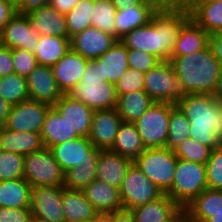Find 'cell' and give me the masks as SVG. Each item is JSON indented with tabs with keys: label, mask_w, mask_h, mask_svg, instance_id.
Segmentation results:
<instances>
[{
	"label": "cell",
	"mask_w": 222,
	"mask_h": 222,
	"mask_svg": "<svg viewBox=\"0 0 222 222\" xmlns=\"http://www.w3.org/2000/svg\"><path fill=\"white\" fill-rule=\"evenodd\" d=\"M64 186L31 187L30 205L32 217L45 222H65L62 209V189Z\"/></svg>",
	"instance_id": "cell-11"
},
{
	"label": "cell",
	"mask_w": 222,
	"mask_h": 222,
	"mask_svg": "<svg viewBox=\"0 0 222 222\" xmlns=\"http://www.w3.org/2000/svg\"><path fill=\"white\" fill-rule=\"evenodd\" d=\"M154 102L144 90H139L119 95L115 109L124 123H134Z\"/></svg>",
	"instance_id": "cell-32"
},
{
	"label": "cell",
	"mask_w": 222,
	"mask_h": 222,
	"mask_svg": "<svg viewBox=\"0 0 222 222\" xmlns=\"http://www.w3.org/2000/svg\"><path fill=\"white\" fill-rule=\"evenodd\" d=\"M0 96L12 106L29 100L27 78L16 73L2 77Z\"/></svg>",
	"instance_id": "cell-38"
},
{
	"label": "cell",
	"mask_w": 222,
	"mask_h": 222,
	"mask_svg": "<svg viewBox=\"0 0 222 222\" xmlns=\"http://www.w3.org/2000/svg\"><path fill=\"white\" fill-rule=\"evenodd\" d=\"M176 222H187L186 217L182 215Z\"/></svg>",
	"instance_id": "cell-59"
},
{
	"label": "cell",
	"mask_w": 222,
	"mask_h": 222,
	"mask_svg": "<svg viewBox=\"0 0 222 222\" xmlns=\"http://www.w3.org/2000/svg\"><path fill=\"white\" fill-rule=\"evenodd\" d=\"M40 134L46 148L78 137L53 106L47 112Z\"/></svg>",
	"instance_id": "cell-30"
},
{
	"label": "cell",
	"mask_w": 222,
	"mask_h": 222,
	"mask_svg": "<svg viewBox=\"0 0 222 222\" xmlns=\"http://www.w3.org/2000/svg\"><path fill=\"white\" fill-rule=\"evenodd\" d=\"M24 156L3 151L0 154V181L23 178Z\"/></svg>",
	"instance_id": "cell-42"
},
{
	"label": "cell",
	"mask_w": 222,
	"mask_h": 222,
	"mask_svg": "<svg viewBox=\"0 0 222 222\" xmlns=\"http://www.w3.org/2000/svg\"><path fill=\"white\" fill-rule=\"evenodd\" d=\"M1 145L4 151L25 156L43 149L41 134L37 132H22L0 127Z\"/></svg>",
	"instance_id": "cell-26"
},
{
	"label": "cell",
	"mask_w": 222,
	"mask_h": 222,
	"mask_svg": "<svg viewBox=\"0 0 222 222\" xmlns=\"http://www.w3.org/2000/svg\"><path fill=\"white\" fill-rule=\"evenodd\" d=\"M40 35L35 32L29 17L17 13L0 31V45L21 48L35 53Z\"/></svg>",
	"instance_id": "cell-14"
},
{
	"label": "cell",
	"mask_w": 222,
	"mask_h": 222,
	"mask_svg": "<svg viewBox=\"0 0 222 222\" xmlns=\"http://www.w3.org/2000/svg\"><path fill=\"white\" fill-rule=\"evenodd\" d=\"M49 149L64 173L83 162L97 161L99 154V149L94 147L88 137H77Z\"/></svg>",
	"instance_id": "cell-13"
},
{
	"label": "cell",
	"mask_w": 222,
	"mask_h": 222,
	"mask_svg": "<svg viewBox=\"0 0 222 222\" xmlns=\"http://www.w3.org/2000/svg\"><path fill=\"white\" fill-rule=\"evenodd\" d=\"M51 0H21L16 6L17 13L27 14L30 11L40 8L44 5H50Z\"/></svg>",
	"instance_id": "cell-53"
},
{
	"label": "cell",
	"mask_w": 222,
	"mask_h": 222,
	"mask_svg": "<svg viewBox=\"0 0 222 222\" xmlns=\"http://www.w3.org/2000/svg\"><path fill=\"white\" fill-rule=\"evenodd\" d=\"M64 174L49 148L24 156L23 178L31 187L64 186Z\"/></svg>",
	"instance_id": "cell-8"
},
{
	"label": "cell",
	"mask_w": 222,
	"mask_h": 222,
	"mask_svg": "<svg viewBox=\"0 0 222 222\" xmlns=\"http://www.w3.org/2000/svg\"><path fill=\"white\" fill-rule=\"evenodd\" d=\"M128 67L142 73L148 72L161 61L154 55L135 49H128Z\"/></svg>",
	"instance_id": "cell-46"
},
{
	"label": "cell",
	"mask_w": 222,
	"mask_h": 222,
	"mask_svg": "<svg viewBox=\"0 0 222 222\" xmlns=\"http://www.w3.org/2000/svg\"><path fill=\"white\" fill-rule=\"evenodd\" d=\"M71 49L69 37L40 35L34 55L38 65L52 67Z\"/></svg>",
	"instance_id": "cell-34"
},
{
	"label": "cell",
	"mask_w": 222,
	"mask_h": 222,
	"mask_svg": "<svg viewBox=\"0 0 222 222\" xmlns=\"http://www.w3.org/2000/svg\"><path fill=\"white\" fill-rule=\"evenodd\" d=\"M205 222H222V211L212 213Z\"/></svg>",
	"instance_id": "cell-58"
},
{
	"label": "cell",
	"mask_w": 222,
	"mask_h": 222,
	"mask_svg": "<svg viewBox=\"0 0 222 222\" xmlns=\"http://www.w3.org/2000/svg\"><path fill=\"white\" fill-rule=\"evenodd\" d=\"M93 9L94 0H82L65 15L69 38L91 27Z\"/></svg>",
	"instance_id": "cell-37"
},
{
	"label": "cell",
	"mask_w": 222,
	"mask_h": 222,
	"mask_svg": "<svg viewBox=\"0 0 222 222\" xmlns=\"http://www.w3.org/2000/svg\"><path fill=\"white\" fill-rule=\"evenodd\" d=\"M51 107L47 103L32 100L15 104L11 107L4 127L15 131L40 133Z\"/></svg>",
	"instance_id": "cell-12"
},
{
	"label": "cell",
	"mask_w": 222,
	"mask_h": 222,
	"mask_svg": "<svg viewBox=\"0 0 222 222\" xmlns=\"http://www.w3.org/2000/svg\"><path fill=\"white\" fill-rule=\"evenodd\" d=\"M119 193L124 211L155 201L164 195L134 163L127 169Z\"/></svg>",
	"instance_id": "cell-10"
},
{
	"label": "cell",
	"mask_w": 222,
	"mask_h": 222,
	"mask_svg": "<svg viewBox=\"0 0 222 222\" xmlns=\"http://www.w3.org/2000/svg\"><path fill=\"white\" fill-rule=\"evenodd\" d=\"M14 73L26 77L38 66L34 53L21 48L12 49Z\"/></svg>",
	"instance_id": "cell-45"
},
{
	"label": "cell",
	"mask_w": 222,
	"mask_h": 222,
	"mask_svg": "<svg viewBox=\"0 0 222 222\" xmlns=\"http://www.w3.org/2000/svg\"><path fill=\"white\" fill-rule=\"evenodd\" d=\"M128 49L118 40L109 50L100 57L96 62L101 67L103 80L115 84L128 70Z\"/></svg>",
	"instance_id": "cell-27"
},
{
	"label": "cell",
	"mask_w": 222,
	"mask_h": 222,
	"mask_svg": "<svg viewBox=\"0 0 222 222\" xmlns=\"http://www.w3.org/2000/svg\"><path fill=\"white\" fill-rule=\"evenodd\" d=\"M31 218L30 208L0 207V222H30Z\"/></svg>",
	"instance_id": "cell-47"
},
{
	"label": "cell",
	"mask_w": 222,
	"mask_h": 222,
	"mask_svg": "<svg viewBox=\"0 0 222 222\" xmlns=\"http://www.w3.org/2000/svg\"><path fill=\"white\" fill-rule=\"evenodd\" d=\"M116 10L130 8L138 4H154L149 0H111Z\"/></svg>",
	"instance_id": "cell-55"
},
{
	"label": "cell",
	"mask_w": 222,
	"mask_h": 222,
	"mask_svg": "<svg viewBox=\"0 0 222 222\" xmlns=\"http://www.w3.org/2000/svg\"><path fill=\"white\" fill-rule=\"evenodd\" d=\"M189 119V137L212 149L222 145V102L212 95L190 94L176 104Z\"/></svg>",
	"instance_id": "cell-2"
},
{
	"label": "cell",
	"mask_w": 222,
	"mask_h": 222,
	"mask_svg": "<svg viewBox=\"0 0 222 222\" xmlns=\"http://www.w3.org/2000/svg\"><path fill=\"white\" fill-rule=\"evenodd\" d=\"M97 161L83 162L79 167L72 168L64 174V187L70 190H83L96 180Z\"/></svg>",
	"instance_id": "cell-40"
},
{
	"label": "cell",
	"mask_w": 222,
	"mask_h": 222,
	"mask_svg": "<svg viewBox=\"0 0 222 222\" xmlns=\"http://www.w3.org/2000/svg\"><path fill=\"white\" fill-rule=\"evenodd\" d=\"M169 133L165 148L174 151L180 143L189 138L190 122L180 108L170 103Z\"/></svg>",
	"instance_id": "cell-36"
},
{
	"label": "cell",
	"mask_w": 222,
	"mask_h": 222,
	"mask_svg": "<svg viewBox=\"0 0 222 222\" xmlns=\"http://www.w3.org/2000/svg\"><path fill=\"white\" fill-rule=\"evenodd\" d=\"M212 96L218 101L222 102V69H221L220 76L217 80L216 87L213 91Z\"/></svg>",
	"instance_id": "cell-57"
},
{
	"label": "cell",
	"mask_w": 222,
	"mask_h": 222,
	"mask_svg": "<svg viewBox=\"0 0 222 222\" xmlns=\"http://www.w3.org/2000/svg\"><path fill=\"white\" fill-rule=\"evenodd\" d=\"M210 35L189 18L181 27L172 56L193 54L209 45Z\"/></svg>",
	"instance_id": "cell-28"
},
{
	"label": "cell",
	"mask_w": 222,
	"mask_h": 222,
	"mask_svg": "<svg viewBox=\"0 0 222 222\" xmlns=\"http://www.w3.org/2000/svg\"><path fill=\"white\" fill-rule=\"evenodd\" d=\"M144 91L155 102L177 104L190 95L169 60L161 61L145 73Z\"/></svg>",
	"instance_id": "cell-5"
},
{
	"label": "cell",
	"mask_w": 222,
	"mask_h": 222,
	"mask_svg": "<svg viewBox=\"0 0 222 222\" xmlns=\"http://www.w3.org/2000/svg\"><path fill=\"white\" fill-rule=\"evenodd\" d=\"M16 14V6L13 3L0 0V31Z\"/></svg>",
	"instance_id": "cell-51"
},
{
	"label": "cell",
	"mask_w": 222,
	"mask_h": 222,
	"mask_svg": "<svg viewBox=\"0 0 222 222\" xmlns=\"http://www.w3.org/2000/svg\"><path fill=\"white\" fill-rule=\"evenodd\" d=\"M207 188L206 166L178 158L173 184L167 195L184 209Z\"/></svg>",
	"instance_id": "cell-6"
},
{
	"label": "cell",
	"mask_w": 222,
	"mask_h": 222,
	"mask_svg": "<svg viewBox=\"0 0 222 222\" xmlns=\"http://www.w3.org/2000/svg\"><path fill=\"white\" fill-rule=\"evenodd\" d=\"M170 103L154 102L134 122L146 148H165L169 133Z\"/></svg>",
	"instance_id": "cell-9"
},
{
	"label": "cell",
	"mask_w": 222,
	"mask_h": 222,
	"mask_svg": "<svg viewBox=\"0 0 222 222\" xmlns=\"http://www.w3.org/2000/svg\"><path fill=\"white\" fill-rule=\"evenodd\" d=\"M177 159L174 151L168 148H146L133 163L167 194L173 184Z\"/></svg>",
	"instance_id": "cell-7"
},
{
	"label": "cell",
	"mask_w": 222,
	"mask_h": 222,
	"mask_svg": "<svg viewBox=\"0 0 222 222\" xmlns=\"http://www.w3.org/2000/svg\"><path fill=\"white\" fill-rule=\"evenodd\" d=\"M158 8L166 10H186L190 11L199 0H149Z\"/></svg>",
	"instance_id": "cell-48"
},
{
	"label": "cell",
	"mask_w": 222,
	"mask_h": 222,
	"mask_svg": "<svg viewBox=\"0 0 222 222\" xmlns=\"http://www.w3.org/2000/svg\"><path fill=\"white\" fill-rule=\"evenodd\" d=\"M145 74L128 68L124 75L115 83L117 95L144 90Z\"/></svg>",
	"instance_id": "cell-44"
},
{
	"label": "cell",
	"mask_w": 222,
	"mask_h": 222,
	"mask_svg": "<svg viewBox=\"0 0 222 222\" xmlns=\"http://www.w3.org/2000/svg\"><path fill=\"white\" fill-rule=\"evenodd\" d=\"M30 190L24 178L0 181V207L29 208Z\"/></svg>",
	"instance_id": "cell-35"
},
{
	"label": "cell",
	"mask_w": 222,
	"mask_h": 222,
	"mask_svg": "<svg viewBox=\"0 0 222 222\" xmlns=\"http://www.w3.org/2000/svg\"><path fill=\"white\" fill-rule=\"evenodd\" d=\"M14 73L12 49L0 45V76H8Z\"/></svg>",
	"instance_id": "cell-50"
},
{
	"label": "cell",
	"mask_w": 222,
	"mask_h": 222,
	"mask_svg": "<svg viewBox=\"0 0 222 222\" xmlns=\"http://www.w3.org/2000/svg\"><path fill=\"white\" fill-rule=\"evenodd\" d=\"M71 49L84 58L93 60L109 50L118 39L100 29L89 27L70 38Z\"/></svg>",
	"instance_id": "cell-17"
},
{
	"label": "cell",
	"mask_w": 222,
	"mask_h": 222,
	"mask_svg": "<svg viewBox=\"0 0 222 222\" xmlns=\"http://www.w3.org/2000/svg\"><path fill=\"white\" fill-rule=\"evenodd\" d=\"M4 150H3V147H2V145H1V139H0V154L3 152Z\"/></svg>",
	"instance_id": "cell-62"
},
{
	"label": "cell",
	"mask_w": 222,
	"mask_h": 222,
	"mask_svg": "<svg viewBox=\"0 0 222 222\" xmlns=\"http://www.w3.org/2000/svg\"><path fill=\"white\" fill-rule=\"evenodd\" d=\"M212 148L202 145L192 138H186L174 150L175 156L181 160L191 161L199 164H206L209 159Z\"/></svg>",
	"instance_id": "cell-41"
},
{
	"label": "cell",
	"mask_w": 222,
	"mask_h": 222,
	"mask_svg": "<svg viewBox=\"0 0 222 222\" xmlns=\"http://www.w3.org/2000/svg\"><path fill=\"white\" fill-rule=\"evenodd\" d=\"M134 222H176L182 215L181 209L167 194L129 210Z\"/></svg>",
	"instance_id": "cell-18"
},
{
	"label": "cell",
	"mask_w": 222,
	"mask_h": 222,
	"mask_svg": "<svg viewBox=\"0 0 222 222\" xmlns=\"http://www.w3.org/2000/svg\"><path fill=\"white\" fill-rule=\"evenodd\" d=\"M209 46L215 58L222 65V30L210 34Z\"/></svg>",
	"instance_id": "cell-52"
},
{
	"label": "cell",
	"mask_w": 222,
	"mask_h": 222,
	"mask_svg": "<svg viewBox=\"0 0 222 222\" xmlns=\"http://www.w3.org/2000/svg\"><path fill=\"white\" fill-rule=\"evenodd\" d=\"M78 137H88L94 111L81 101L64 94L53 106Z\"/></svg>",
	"instance_id": "cell-19"
},
{
	"label": "cell",
	"mask_w": 222,
	"mask_h": 222,
	"mask_svg": "<svg viewBox=\"0 0 222 222\" xmlns=\"http://www.w3.org/2000/svg\"><path fill=\"white\" fill-rule=\"evenodd\" d=\"M62 209L65 222H90L99 213L87 200L82 190L62 189Z\"/></svg>",
	"instance_id": "cell-29"
},
{
	"label": "cell",
	"mask_w": 222,
	"mask_h": 222,
	"mask_svg": "<svg viewBox=\"0 0 222 222\" xmlns=\"http://www.w3.org/2000/svg\"><path fill=\"white\" fill-rule=\"evenodd\" d=\"M67 95L93 111L115 108L118 98L115 84L103 80L101 67L95 59L87 62L80 82Z\"/></svg>",
	"instance_id": "cell-4"
},
{
	"label": "cell",
	"mask_w": 222,
	"mask_h": 222,
	"mask_svg": "<svg viewBox=\"0 0 222 222\" xmlns=\"http://www.w3.org/2000/svg\"><path fill=\"white\" fill-rule=\"evenodd\" d=\"M90 222H134L129 211H119L114 213L99 212Z\"/></svg>",
	"instance_id": "cell-49"
},
{
	"label": "cell",
	"mask_w": 222,
	"mask_h": 222,
	"mask_svg": "<svg viewBox=\"0 0 222 222\" xmlns=\"http://www.w3.org/2000/svg\"><path fill=\"white\" fill-rule=\"evenodd\" d=\"M30 222H45V221L38 220V219L32 217Z\"/></svg>",
	"instance_id": "cell-61"
},
{
	"label": "cell",
	"mask_w": 222,
	"mask_h": 222,
	"mask_svg": "<svg viewBox=\"0 0 222 222\" xmlns=\"http://www.w3.org/2000/svg\"><path fill=\"white\" fill-rule=\"evenodd\" d=\"M82 0H51L50 5L59 13L66 15Z\"/></svg>",
	"instance_id": "cell-54"
},
{
	"label": "cell",
	"mask_w": 222,
	"mask_h": 222,
	"mask_svg": "<svg viewBox=\"0 0 222 222\" xmlns=\"http://www.w3.org/2000/svg\"><path fill=\"white\" fill-rule=\"evenodd\" d=\"M82 192L86 200L98 211L114 213L123 210L119 188L98 179L87 185Z\"/></svg>",
	"instance_id": "cell-21"
},
{
	"label": "cell",
	"mask_w": 222,
	"mask_h": 222,
	"mask_svg": "<svg viewBox=\"0 0 222 222\" xmlns=\"http://www.w3.org/2000/svg\"><path fill=\"white\" fill-rule=\"evenodd\" d=\"M88 61L89 59L70 49L51 67L53 76L63 94H68L80 82Z\"/></svg>",
	"instance_id": "cell-20"
},
{
	"label": "cell",
	"mask_w": 222,
	"mask_h": 222,
	"mask_svg": "<svg viewBox=\"0 0 222 222\" xmlns=\"http://www.w3.org/2000/svg\"><path fill=\"white\" fill-rule=\"evenodd\" d=\"M91 27L115 36L116 8L111 0H94Z\"/></svg>",
	"instance_id": "cell-39"
},
{
	"label": "cell",
	"mask_w": 222,
	"mask_h": 222,
	"mask_svg": "<svg viewBox=\"0 0 222 222\" xmlns=\"http://www.w3.org/2000/svg\"><path fill=\"white\" fill-rule=\"evenodd\" d=\"M133 162L110 150H99L96 179L120 188L127 169Z\"/></svg>",
	"instance_id": "cell-22"
},
{
	"label": "cell",
	"mask_w": 222,
	"mask_h": 222,
	"mask_svg": "<svg viewBox=\"0 0 222 222\" xmlns=\"http://www.w3.org/2000/svg\"><path fill=\"white\" fill-rule=\"evenodd\" d=\"M190 18L186 10H166L158 8L150 21L133 29L120 41L127 49H135L167 61L172 56L182 25Z\"/></svg>",
	"instance_id": "cell-1"
},
{
	"label": "cell",
	"mask_w": 222,
	"mask_h": 222,
	"mask_svg": "<svg viewBox=\"0 0 222 222\" xmlns=\"http://www.w3.org/2000/svg\"><path fill=\"white\" fill-rule=\"evenodd\" d=\"M7 1H9V2L13 3L15 6H17L21 0H7Z\"/></svg>",
	"instance_id": "cell-60"
},
{
	"label": "cell",
	"mask_w": 222,
	"mask_h": 222,
	"mask_svg": "<svg viewBox=\"0 0 222 222\" xmlns=\"http://www.w3.org/2000/svg\"><path fill=\"white\" fill-rule=\"evenodd\" d=\"M145 149L134 123L122 122L110 151L134 162Z\"/></svg>",
	"instance_id": "cell-33"
},
{
	"label": "cell",
	"mask_w": 222,
	"mask_h": 222,
	"mask_svg": "<svg viewBox=\"0 0 222 222\" xmlns=\"http://www.w3.org/2000/svg\"><path fill=\"white\" fill-rule=\"evenodd\" d=\"M205 166L208 188L222 190V145L212 150Z\"/></svg>",
	"instance_id": "cell-43"
},
{
	"label": "cell",
	"mask_w": 222,
	"mask_h": 222,
	"mask_svg": "<svg viewBox=\"0 0 222 222\" xmlns=\"http://www.w3.org/2000/svg\"><path fill=\"white\" fill-rule=\"evenodd\" d=\"M219 211H222V190L207 188L183 209V215L187 222H205Z\"/></svg>",
	"instance_id": "cell-25"
},
{
	"label": "cell",
	"mask_w": 222,
	"mask_h": 222,
	"mask_svg": "<svg viewBox=\"0 0 222 222\" xmlns=\"http://www.w3.org/2000/svg\"><path fill=\"white\" fill-rule=\"evenodd\" d=\"M158 10L155 4H138L119 9L115 16V37L120 40L133 29L146 25Z\"/></svg>",
	"instance_id": "cell-24"
},
{
	"label": "cell",
	"mask_w": 222,
	"mask_h": 222,
	"mask_svg": "<svg viewBox=\"0 0 222 222\" xmlns=\"http://www.w3.org/2000/svg\"><path fill=\"white\" fill-rule=\"evenodd\" d=\"M169 61L190 94H213L222 65L209 45L193 54L171 56Z\"/></svg>",
	"instance_id": "cell-3"
},
{
	"label": "cell",
	"mask_w": 222,
	"mask_h": 222,
	"mask_svg": "<svg viewBox=\"0 0 222 222\" xmlns=\"http://www.w3.org/2000/svg\"><path fill=\"white\" fill-rule=\"evenodd\" d=\"M189 16L209 35L222 30V0H199Z\"/></svg>",
	"instance_id": "cell-31"
},
{
	"label": "cell",
	"mask_w": 222,
	"mask_h": 222,
	"mask_svg": "<svg viewBox=\"0 0 222 222\" xmlns=\"http://www.w3.org/2000/svg\"><path fill=\"white\" fill-rule=\"evenodd\" d=\"M122 122L115 108L94 111L89 140L96 149L110 150Z\"/></svg>",
	"instance_id": "cell-15"
},
{
	"label": "cell",
	"mask_w": 222,
	"mask_h": 222,
	"mask_svg": "<svg viewBox=\"0 0 222 222\" xmlns=\"http://www.w3.org/2000/svg\"><path fill=\"white\" fill-rule=\"evenodd\" d=\"M29 100L47 103L54 106L64 95L55 77L52 68L38 65L35 70L27 76Z\"/></svg>",
	"instance_id": "cell-16"
},
{
	"label": "cell",
	"mask_w": 222,
	"mask_h": 222,
	"mask_svg": "<svg viewBox=\"0 0 222 222\" xmlns=\"http://www.w3.org/2000/svg\"><path fill=\"white\" fill-rule=\"evenodd\" d=\"M12 105L0 96V127L5 125L7 116L10 113Z\"/></svg>",
	"instance_id": "cell-56"
},
{
	"label": "cell",
	"mask_w": 222,
	"mask_h": 222,
	"mask_svg": "<svg viewBox=\"0 0 222 222\" xmlns=\"http://www.w3.org/2000/svg\"><path fill=\"white\" fill-rule=\"evenodd\" d=\"M35 32L45 36L68 37L66 18L51 5H44L26 14Z\"/></svg>",
	"instance_id": "cell-23"
}]
</instances>
